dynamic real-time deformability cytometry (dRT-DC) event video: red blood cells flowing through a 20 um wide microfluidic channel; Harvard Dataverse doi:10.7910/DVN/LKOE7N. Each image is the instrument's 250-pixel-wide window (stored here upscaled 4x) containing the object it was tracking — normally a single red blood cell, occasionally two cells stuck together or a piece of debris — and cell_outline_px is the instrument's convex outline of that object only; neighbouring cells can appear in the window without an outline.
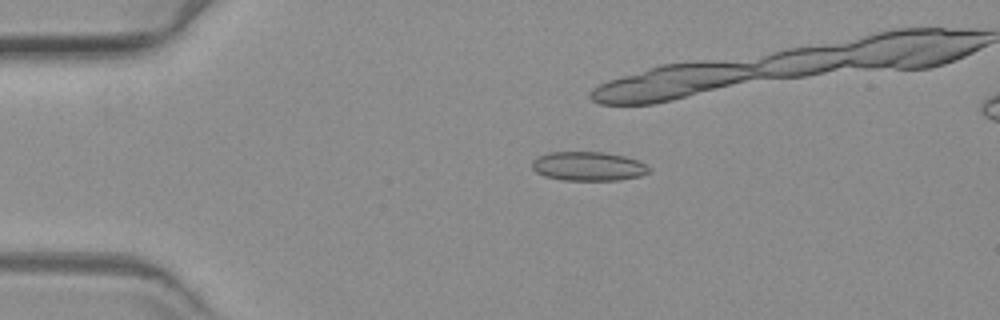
{"species": "common noctule bat (a hibernating species)", "species_latin": "Nyctalus noctula", "temperature_condition": "warm", "stored_images_in_passage": 17, "camera_frame_rate_fps": 3000, "um_per_image_px": 0.085, "animal": {"sex": "female", "body_mass_g": 19.3, "forearm_length_mm": 54.1}, "frame": {"image": 1, "passage_image": 14, "time_ms": 4.333, "image_size_px": [1000, 320], "cell_outline_px": [[648, 172], [640, 176], [620, 180], [564, 180], [544, 176], [536, 172], [532, 168], [532, 160], [536, 156], [548, 152], [604, 152], [624, 156], [640, 160], [648, 168]], "centroid_in_image_um": [49.96, 14.12], "position_along_channel_um": 35.0, "area_um2": 19.88}}